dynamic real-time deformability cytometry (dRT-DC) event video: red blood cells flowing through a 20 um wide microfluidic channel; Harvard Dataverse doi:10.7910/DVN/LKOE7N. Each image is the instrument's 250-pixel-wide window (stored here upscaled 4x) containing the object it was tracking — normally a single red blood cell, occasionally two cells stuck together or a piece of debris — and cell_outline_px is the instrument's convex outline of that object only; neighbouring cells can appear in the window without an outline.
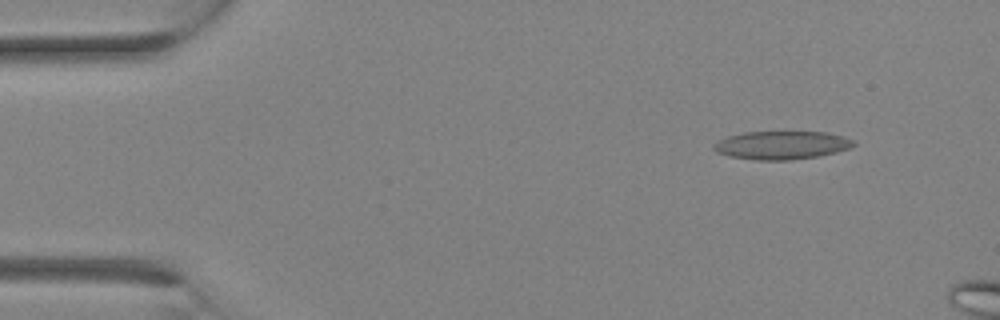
{"species": "Egyptian fruit bat (a non-hibernating species)", "species_latin": "Rousettus aegyptiacus", "temperature_condition": "room temperature", "stored_images_in_passage": 6, "camera_frame_rate_fps": 3000, "um_per_image_px": 0.085, "animal": {"sex": "female"}, "frame": {"image": 1, "passage_image": 3, "time_ms": 0.667, "image_size_px": [1000, 320], "cell_outline_px": [[856, 144], [848, 148], [836, 152], [816, 156], [788, 160], [756, 160], [728, 156], [716, 152], [712, 148], [712, 144], [728, 136], [744, 132], [828, 132], [844, 136], [856, 140]], "centroid_in_image_um": [66.43, 12.33], "position_along_channel_um": 18.6, "area_um2": 23.06}}